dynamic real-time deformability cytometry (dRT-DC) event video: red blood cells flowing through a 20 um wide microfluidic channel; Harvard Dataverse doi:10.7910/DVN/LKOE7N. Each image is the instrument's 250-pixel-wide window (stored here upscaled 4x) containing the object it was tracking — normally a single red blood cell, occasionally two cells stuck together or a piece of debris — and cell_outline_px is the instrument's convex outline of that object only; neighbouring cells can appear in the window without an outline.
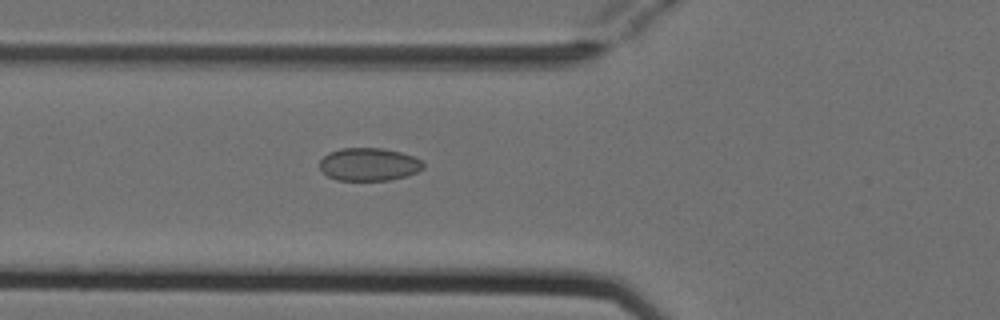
{"species": "Egyptian fruit bat (a non-hibernating species)", "species_latin": "Rousettus aegyptiacus", "temperature_condition": "cold", "stored_images_in_passage": 4, "camera_frame_rate_fps": 3000, "um_per_image_px": 0.085, "animal": {"sex": "female"}, "frame": {"image": 1, "passage_image": 4, "time_ms": 1.0, "image_size_px": [1000, 320], "cell_outline_px": [[424, 168], [408, 176], [388, 180], [336, 180], [328, 176], [320, 168], [320, 160], [328, 152], [340, 148], [384, 148], [416, 156], [424, 164]], "centroid_in_image_um": [31.37, 13.96], "position_along_channel_um": 94.4, "area_um2": 20.0}}